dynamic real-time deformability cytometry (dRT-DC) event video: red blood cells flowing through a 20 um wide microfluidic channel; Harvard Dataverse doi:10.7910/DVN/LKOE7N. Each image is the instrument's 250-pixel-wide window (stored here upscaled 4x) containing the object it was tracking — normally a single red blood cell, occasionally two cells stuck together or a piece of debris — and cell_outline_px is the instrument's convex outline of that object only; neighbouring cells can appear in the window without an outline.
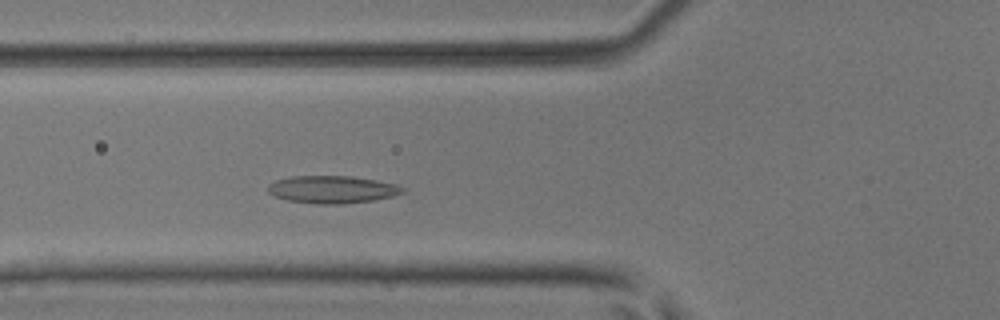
{"species": "common noctule bat (a hibernating species)", "species_latin": "Nyctalus noctula", "temperature_condition": "room temperature", "stored_images_in_passage": 45, "camera_frame_rate_fps": 3000, "um_per_image_px": 0.085, "animal": {"sex": "male", "body_mass_g": 17.9, "forearm_length_mm": 54.2}, "frame": {"image": 1, "passage_image": 13, "time_ms": 4.0, "image_size_px": [1000, 320], "cell_outline_px": [[404, 192], [392, 196], [372, 200], [340, 204], [320, 204], [288, 200], [276, 196], [268, 192], [268, 184], [276, 180], [292, 176], [352, 176], [376, 180], [396, 184], [404, 188]], "centroid_in_image_um": [28.24, 16.09], "position_along_channel_um": 97.6, "area_um2": 21.39}}
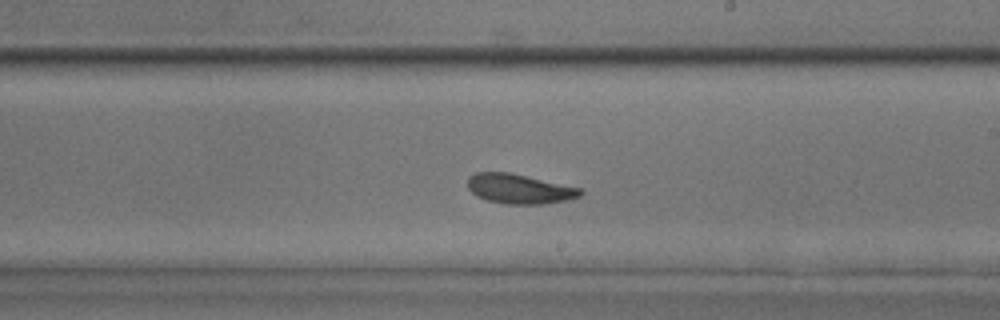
{"frame": {"image": 2, "passage_image": 24, "time_ms": 7.667, "image_size_px": [1000, 320], "cell_outline_px": [[584, 192], [580, 196], [564, 200], [544, 204], [504, 204], [488, 200], [476, 196], [468, 188], [468, 176], [476, 172], [512, 172], [580, 188]], "centroid_in_image_um": [44.12, 16.04], "position_along_channel_um": 244.9, "area_um2": 19.54}}
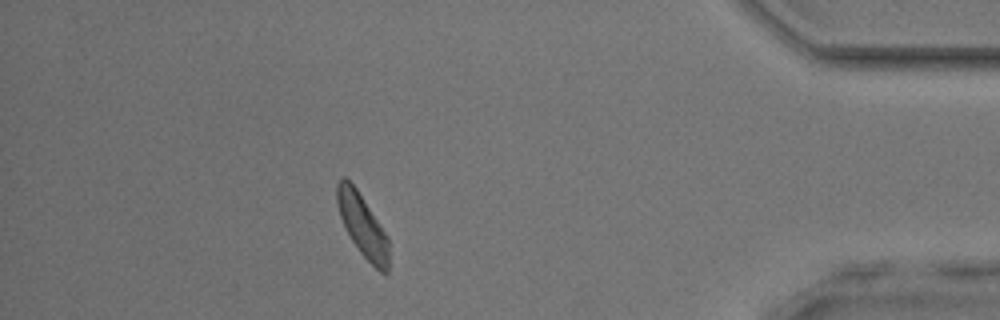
{"frame": {"image": 3, "passage_image": 39, "time_ms": 12.667, "image_size_px": [1000, 320], "cell_outline_px": [[388, 272], [380, 272], [360, 252], [352, 240], [340, 216], [336, 204], [336, 184], [344, 176], [356, 188], [388, 236]], "centroid_in_image_um": [30.8, 19.14], "position_along_channel_um": 404.4, "area_um2": 18.44}, "authors_computed_cell_mechanics": {"area_um2": 19.941, "velocity_mm_per_s": 4.0338, "shape_relaxation_time_tau1_ms": 4.141, "shape_relaxation_time_tau2_ms": 3.703, "deformation_change_tau1": 0.1025, "deformation_change_tau2": 0.1009}}